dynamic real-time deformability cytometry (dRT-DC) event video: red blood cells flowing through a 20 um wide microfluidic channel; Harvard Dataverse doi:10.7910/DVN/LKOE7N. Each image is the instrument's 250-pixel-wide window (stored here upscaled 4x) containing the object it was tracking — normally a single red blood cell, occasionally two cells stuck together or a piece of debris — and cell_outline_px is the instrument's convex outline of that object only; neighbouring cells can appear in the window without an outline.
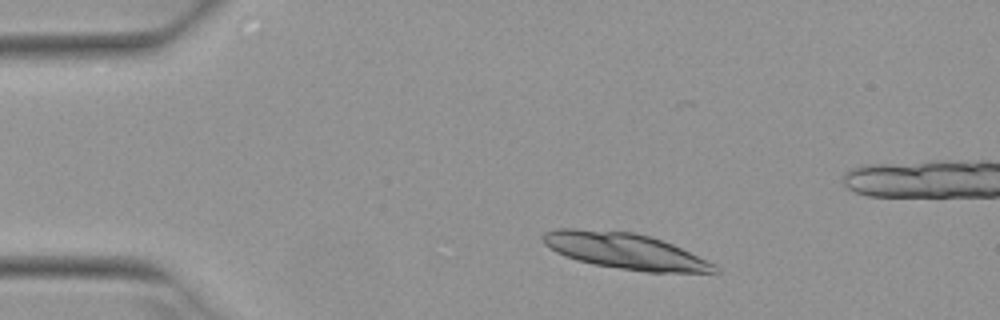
{"species": "Egyptian fruit bat (a non-hibernating species)", "species_latin": "Rousettus aegyptiacus", "temperature_condition": "warm", "stored_images_in_passage": 3, "camera_frame_rate_fps": 3000, "um_per_image_px": 0.085, "animal": {"sex": "female"}, "frame": {"image": 1, "passage_image": 1, "time_ms": 0.0, "image_size_px": [1000, 320], "cell_outline_px": [[720, 272], [648, 272], [620, 268], [596, 264], [576, 260], [564, 256], [556, 252], [544, 244], [540, 236], [544, 232], [556, 228], [572, 228], [632, 232], [648, 236], [672, 244], [716, 264], [720, 268]], "centroid_in_image_um": [53.09, 21.33], "position_along_channel_um": 31.9, "area_um2": 35.72}}